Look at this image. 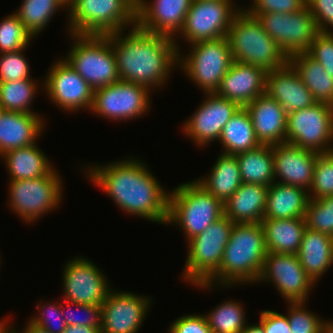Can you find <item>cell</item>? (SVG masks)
I'll list each match as a JSON object with an SVG mask.
<instances>
[{
  "label": "cell",
  "instance_id": "cell-4",
  "mask_svg": "<svg viewBox=\"0 0 333 333\" xmlns=\"http://www.w3.org/2000/svg\"><path fill=\"white\" fill-rule=\"evenodd\" d=\"M226 38L233 61L258 66L267 72L288 63L289 58L267 34L262 23L244 9L232 19Z\"/></svg>",
  "mask_w": 333,
  "mask_h": 333
},
{
  "label": "cell",
  "instance_id": "cell-33",
  "mask_svg": "<svg viewBox=\"0 0 333 333\" xmlns=\"http://www.w3.org/2000/svg\"><path fill=\"white\" fill-rule=\"evenodd\" d=\"M218 141L222 145L221 152L229 155L246 152L261 145L245 107H240L223 127Z\"/></svg>",
  "mask_w": 333,
  "mask_h": 333
},
{
  "label": "cell",
  "instance_id": "cell-37",
  "mask_svg": "<svg viewBox=\"0 0 333 333\" xmlns=\"http://www.w3.org/2000/svg\"><path fill=\"white\" fill-rule=\"evenodd\" d=\"M243 306L229 300L213 308L205 315L212 333H240L247 325Z\"/></svg>",
  "mask_w": 333,
  "mask_h": 333
},
{
  "label": "cell",
  "instance_id": "cell-30",
  "mask_svg": "<svg viewBox=\"0 0 333 333\" xmlns=\"http://www.w3.org/2000/svg\"><path fill=\"white\" fill-rule=\"evenodd\" d=\"M37 144L13 149L2 155L10 175L9 181L43 177L55 168Z\"/></svg>",
  "mask_w": 333,
  "mask_h": 333
},
{
  "label": "cell",
  "instance_id": "cell-46",
  "mask_svg": "<svg viewBox=\"0 0 333 333\" xmlns=\"http://www.w3.org/2000/svg\"><path fill=\"white\" fill-rule=\"evenodd\" d=\"M252 3L250 8L243 9L256 18L262 13H292L306 6V0H253Z\"/></svg>",
  "mask_w": 333,
  "mask_h": 333
},
{
  "label": "cell",
  "instance_id": "cell-11",
  "mask_svg": "<svg viewBox=\"0 0 333 333\" xmlns=\"http://www.w3.org/2000/svg\"><path fill=\"white\" fill-rule=\"evenodd\" d=\"M333 106L316 102L287 115L286 143L317 153L333 152Z\"/></svg>",
  "mask_w": 333,
  "mask_h": 333
},
{
  "label": "cell",
  "instance_id": "cell-27",
  "mask_svg": "<svg viewBox=\"0 0 333 333\" xmlns=\"http://www.w3.org/2000/svg\"><path fill=\"white\" fill-rule=\"evenodd\" d=\"M297 256L316 283L333 265V237L306 227Z\"/></svg>",
  "mask_w": 333,
  "mask_h": 333
},
{
  "label": "cell",
  "instance_id": "cell-14",
  "mask_svg": "<svg viewBox=\"0 0 333 333\" xmlns=\"http://www.w3.org/2000/svg\"><path fill=\"white\" fill-rule=\"evenodd\" d=\"M150 90L140 84L118 81L94 90L91 113L115 121L144 116L150 108Z\"/></svg>",
  "mask_w": 333,
  "mask_h": 333
},
{
  "label": "cell",
  "instance_id": "cell-20",
  "mask_svg": "<svg viewBox=\"0 0 333 333\" xmlns=\"http://www.w3.org/2000/svg\"><path fill=\"white\" fill-rule=\"evenodd\" d=\"M192 0H137L136 25L174 38L182 30Z\"/></svg>",
  "mask_w": 333,
  "mask_h": 333
},
{
  "label": "cell",
  "instance_id": "cell-22",
  "mask_svg": "<svg viewBox=\"0 0 333 333\" xmlns=\"http://www.w3.org/2000/svg\"><path fill=\"white\" fill-rule=\"evenodd\" d=\"M266 76L261 67L234 61L215 94L245 107L265 94Z\"/></svg>",
  "mask_w": 333,
  "mask_h": 333
},
{
  "label": "cell",
  "instance_id": "cell-35",
  "mask_svg": "<svg viewBox=\"0 0 333 333\" xmlns=\"http://www.w3.org/2000/svg\"><path fill=\"white\" fill-rule=\"evenodd\" d=\"M62 7L68 9V4L64 0H23L14 13L34 39Z\"/></svg>",
  "mask_w": 333,
  "mask_h": 333
},
{
  "label": "cell",
  "instance_id": "cell-47",
  "mask_svg": "<svg viewBox=\"0 0 333 333\" xmlns=\"http://www.w3.org/2000/svg\"><path fill=\"white\" fill-rule=\"evenodd\" d=\"M168 333H212L205 315L189 314L178 317L169 326Z\"/></svg>",
  "mask_w": 333,
  "mask_h": 333
},
{
  "label": "cell",
  "instance_id": "cell-55",
  "mask_svg": "<svg viewBox=\"0 0 333 333\" xmlns=\"http://www.w3.org/2000/svg\"><path fill=\"white\" fill-rule=\"evenodd\" d=\"M68 5L74 0H64Z\"/></svg>",
  "mask_w": 333,
  "mask_h": 333
},
{
  "label": "cell",
  "instance_id": "cell-2",
  "mask_svg": "<svg viewBox=\"0 0 333 333\" xmlns=\"http://www.w3.org/2000/svg\"><path fill=\"white\" fill-rule=\"evenodd\" d=\"M123 31L108 34L120 80L143 85L150 91L168 83L181 54L176 38L153 34L137 25L125 35Z\"/></svg>",
  "mask_w": 333,
  "mask_h": 333
},
{
  "label": "cell",
  "instance_id": "cell-6",
  "mask_svg": "<svg viewBox=\"0 0 333 333\" xmlns=\"http://www.w3.org/2000/svg\"><path fill=\"white\" fill-rule=\"evenodd\" d=\"M137 0H74L68 5V31L106 35L136 26ZM125 28V29H124Z\"/></svg>",
  "mask_w": 333,
  "mask_h": 333
},
{
  "label": "cell",
  "instance_id": "cell-54",
  "mask_svg": "<svg viewBox=\"0 0 333 333\" xmlns=\"http://www.w3.org/2000/svg\"><path fill=\"white\" fill-rule=\"evenodd\" d=\"M325 333H333V321L328 320L325 328H324Z\"/></svg>",
  "mask_w": 333,
  "mask_h": 333
},
{
  "label": "cell",
  "instance_id": "cell-50",
  "mask_svg": "<svg viewBox=\"0 0 333 333\" xmlns=\"http://www.w3.org/2000/svg\"><path fill=\"white\" fill-rule=\"evenodd\" d=\"M101 327H90L80 325L67 326L63 333H100Z\"/></svg>",
  "mask_w": 333,
  "mask_h": 333
},
{
  "label": "cell",
  "instance_id": "cell-18",
  "mask_svg": "<svg viewBox=\"0 0 333 333\" xmlns=\"http://www.w3.org/2000/svg\"><path fill=\"white\" fill-rule=\"evenodd\" d=\"M205 96L196 112L181 127L184 135L201 147L218 141L223 127L240 108L236 102L215 93H205Z\"/></svg>",
  "mask_w": 333,
  "mask_h": 333
},
{
  "label": "cell",
  "instance_id": "cell-7",
  "mask_svg": "<svg viewBox=\"0 0 333 333\" xmlns=\"http://www.w3.org/2000/svg\"><path fill=\"white\" fill-rule=\"evenodd\" d=\"M68 34L73 46L64 59L94 90L120 81L108 34Z\"/></svg>",
  "mask_w": 333,
  "mask_h": 333
},
{
  "label": "cell",
  "instance_id": "cell-36",
  "mask_svg": "<svg viewBox=\"0 0 333 333\" xmlns=\"http://www.w3.org/2000/svg\"><path fill=\"white\" fill-rule=\"evenodd\" d=\"M37 82L35 79L0 82V107L3 111L35 113L31 103L36 96Z\"/></svg>",
  "mask_w": 333,
  "mask_h": 333
},
{
  "label": "cell",
  "instance_id": "cell-8",
  "mask_svg": "<svg viewBox=\"0 0 333 333\" xmlns=\"http://www.w3.org/2000/svg\"><path fill=\"white\" fill-rule=\"evenodd\" d=\"M234 223L225 215L187 242L183 277L190 285L206 283L220 268Z\"/></svg>",
  "mask_w": 333,
  "mask_h": 333
},
{
  "label": "cell",
  "instance_id": "cell-5",
  "mask_svg": "<svg viewBox=\"0 0 333 333\" xmlns=\"http://www.w3.org/2000/svg\"><path fill=\"white\" fill-rule=\"evenodd\" d=\"M223 215L224 203L196 180L182 183L169 193L166 225H179L187 242Z\"/></svg>",
  "mask_w": 333,
  "mask_h": 333
},
{
  "label": "cell",
  "instance_id": "cell-25",
  "mask_svg": "<svg viewBox=\"0 0 333 333\" xmlns=\"http://www.w3.org/2000/svg\"><path fill=\"white\" fill-rule=\"evenodd\" d=\"M44 118L37 113L0 112V157L6 152L33 145L44 132Z\"/></svg>",
  "mask_w": 333,
  "mask_h": 333
},
{
  "label": "cell",
  "instance_id": "cell-52",
  "mask_svg": "<svg viewBox=\"0 0 333 333\" xmlns=\"http://www.w3.org/2000/svg\"><path fill=\"white\" fill-rule=\"evenodd\" d=\"M240 333H266V331L260 323H257L250 326L247 324Z\"/></svg>",
  "mask_w": 333,
  "mask_h": 333
},
{
  "label": "cell",
  "instance_id": "cell-9",
  "mask_svg": "<svg viewBox=\"0 0 333 333\" xmlns=\"http://www.w3.org/2000/svg\"><path fill=\"white\" fill-rule=\"evenodd\" d=\"M191 49L178 56V68L204 93H215L234 62L227 38L196 42Z\"/></svg>",
  "mask_w": 333,
  "mask_h": 333
},
{
  "label": "cell",
  "instance_id": "cell-38",
  "mask_svg": "<svg viewBox=\"0 0 333 333\" xmlns=\"http://www.w3.org/2000/svg\"><path fill=\"white\" fill-rule=\"evenodd\" d=\"M32 38L14 12L0 21V53L22 50Z\"/></svg>",
  "mask_w": 333,
  "mask_h": 333
},
{
  "label": "cell",
  "instance_id": "cell-16",
  "mask_svg": "<svg viewBox=\"0 0 333 333\" xmlns=\"http://www.w3.org/2000/svg\"><path fill=\"white\" fill-rule=\"evenodd\" d=\"M47 73L42 87L51 103L66 112L91 110L94 89L65 59L56 60Z\"/></svg>",
  "mask_w": 333,
  "mask_h": 333
},
{
  "label": "cell",
  "instance_id": "cell-1",
  "mask_svg": "<svg viewBox=\"0 0 333 333\" xmlns=\"http://www.w3.org/2000/svg\"><path fill=\"white\" fill-rule=\"evenodd\" d=\"M130 158V159H129ZM125 160L84 168L88 179L127 214L151 222L166 224L169 192L161 186L150 169L139 159Z\"/></svg>",
  "mask_w": 333,
  "mask_h": 333
},
{
  "label": "cell",
  "instance_id": "cell-10",
  "mask_svg": "<svg viewBox=\"0 0 333 333\" xmlns=\"http://www.w3.org/2000/svg\"><path fill=\"white\" fill-rule=\"evenodd\" d=\"M62 183L55 168L43 177L9 181L8 206L23 222H36L61 204Z\"/></svg>",
  "mask_w": 333,
  "mask_h": 333
},
{
  "label": "cell",
  "instance_id": "cell-29",
  "mask_svg": "<svg viewBox=\"0 0 333 333\" xmlns=\"http://www.w3.org/2000/svg\"><path fill=\"white\" fill-rule=\"evenodd\" d=\"M261 224L267 252L297 255L306 229L305 218L263 219Z\"/></svg>",
  "mask_w": 333,
  "mask_h": 333
},
{
  "label": "cell",
  "instance_id": "cell-17",
  "mask_svg": "<svg viewBox=\"0 0 333 333\" xmlns=\"http://www.w3.org/2000/svg\"><path fill=\"white\" fill-rule=\"evenodd\" d=\"M63 269V300L70 303L102 305L111 289L100 268L83 256L73 258ZM99 268V269H98Z\"/></svg>",
  "mask_w": 333,
  "mask_h": 333
},
{
  "label": "cell",
  "instance_id": "cell-13",
  "mask_svg": "<svg viewBox=\"0 0 333 333\" xmlns=\"http://www.w3.org/2000/svg\"><path fill=\"white\" fill-rule=\"evenodd\" d=\"M257 19L288 58L307 52L319 33L315 18L307 6L292 13H262Z\"/></svg>",
  "mask_w": 333,
  "mask_h": 333
},
{
  "label": "cell",
  "instance_id": "cell-24",
  "mask_svg": "<svg viewBox=\"0 0 333 333\" xmlns=\"http://www.w3.org/2000/svg\"><path fill=\"white\" fill-rule=\"evenodd\" d=\"M255 135L261 145H277L286 142L287 115L282 106L266 94L258 96L245 106Z\"/></svg>",
  "mask_w": 333,
  "mask_h": 333
},
{
  "label": "cell",
  "instance_id": "cell-48",
  "mask_svg": "<svg viewBox=\"0 0 333 333\" xmlns=\"http://www.w3.org/2000/svg\"><path fill=\"white\" fill-rule=\"evenodd\" d=\"M306 6L315 18L319 32L333 31L330 29L333 28V0H306Z\"/></svg>",
  "mask_w": 333,
  "mask_h": 333
},
{
  "label": "cell",
  "instance_id": "cell-45",
  "mask_svg": "<svg viewBox=\"0 0 333 333\" xmlns=\"http://www.w3.org/2000/svg\"><path fill=\"white\" fill-rule=\"evenodd\" d=\"M64 303V304H63ZM65 306L71 308V305L75 306L79 311L81 310L85 317H77L72 311H65ZM62 314L67 326L70 325H80V326H90V327H101L102 319V305H88L79 303H70L62 300Z\"/></svg>",
  "mask_w": 333,
  "mask_h": 333
},
{
  "label": "cell",
  "instance_id": "cell-23",
  "mask_svg": "<svg viewBox=\"0 0 333 333\" xmlns=\"http://www.w3.org/2000/svg\"><path fill=\"white\" fill-rule=\"evenodd\" d=\"M265 94L275 99L286 115L316 103L312 93L289 62L279 69L267 72Z\"/></svg>",
  "mask_w": 333,
  "mask_h": 333
},
{
  "label": "cell",
  "instance_id": "cell-3",
  "mask_svg": "<svg viewBox=\"0 0 333 333\" xmlns=\"http://www.w3.org/2000/svg\"><path fill=\"white\" fill-rule=\"evenodd\" d=\"M266 255L262 224L234 223L220 268L206 283L193 286L210 290L213 286L217 287L216 284L225 288L236 284L257 283Z\"/></svg>",
  "mask_w": 333,
  "mask_h": 333
},
{
  "label": "cell",
  "instance_id": "cell-51",
  "mask_svg": "<svg viewBox=\"0 0 333 333\" xmlns=\"http://www.w3.org/2000/svg\"><path fill=\"white\" fill-rule=\"evenodd\" d=\"M24 328L25 329H23V332L21 333H51L50 331L38 327L35 324L30 323L29 321L27 322V325ZM14 333H20V332H16L15 328Z\"/></svg>",
  "mask_w": 333,
  "mask_h": 333
},
{
  "label": "cell",
  "instance_id": "cell-44",
  "mask_svg": "<svg viewBox=\"0 0 333 333\" xmlns=\"http://www.w3.org/2000/svg\"><path fill=\"white\" fill-rule=\"evenodd\" d=\"M306 53L333 78V32H319Z\"/></svg>",
  "mask_w": 333,
  "mask_h": 333
},
{
  "label": "cell",
  "instance_id": "cell-28",
  "mask_svg": "<svg viewBox=\"0 0 333 333\" xmlns=\"http://www.w3.org/2000/svg\"><path fill=\"white\" fill-rule=\"evenodd\" d=\"M309 199L302 187L274 182L268 187L264 219L304 218Z\"/></svg>",
  "mask_w": 333,
  "mask_h": 333
},
{
  "label": "cell",
  "instance_id": "cell-49",
  "mask_svg": "<svg viewBox=\"0 0 333 333\" xmlns=\"http://www.w3.org/2000/svg\"><path fill=\"white\" fill-rule=\"evenodd\" d=\"M259 322L266 333H291V328L286 315L279 312L261 311Z\"/></svg>",
  "mask_w": 333,
  "mask_h": 333
},
{
  "label": "cell",
  "instance_id": "cell-26",
  "mask_svg": "<svg viewBox=\"0 0 333 333\" xmlns=\"http://www.w3.org/2000/svg\"><path fill=\"white\" fill-rule=\"evenodd\" d=\"M268 187L242 183L224 203V215L233 223H261L264 219Z\"/></svg>",
  "mask_w": 333,
  "mask_h": 333
},
{
  "label": "cell",
  "instance_id": "cell-40",
  "mask_svg": "<svg viewBox=\"0 0 333 333\" xmlns=\"http://www.w3.org/2000/svg\"><path fill=\"white\" fill-rule=\"evenodd\" d=\"M304 304L305 302H289L288 304L286 316L291 333H323L327 320L310 312Z\"/></svg>",
  "mask_w": 333,
  "mask_h": 333
},
{
  "label": "cell",
  "instance_id": "cell-19",
  "mask_svg": "<svg viewBox=\"0 0 333 333\" xmlns=\"http://www.w3.org/2000/svg\"><path fill=\"white\" fill-rule=\"evenodd\" d=\"M151 299L110 289L102 303L100 333H137L147 316Z\"/></svg>",
  "mask_w": 333,
  "mask_h": 333
},
{
  "label": "cell",
  "instance_id": "cell-12",
  "mask_svg": "<svg viewBox=\"0 0 333 333\" xmlns=\"http://www.w3.org/2000/svg\"><path fill=\"white\" fill-rule=\"evenodd\" d=\"M235 6L231 0H192L177 38L181 34L191 45L226 37L232 19L243 9Z\"/></svg>",
  "mask_w": 333,
  "mask_h": 333
},
{
  "label": "cell",
  "instance_id": "cell-41",
  "mask_svg": "<svg viewBox=\"0 0 333 333\" xmlns=\"http://www.w3.org/2000/svg\"><path fill=\"white\" fill-rule=\"evenodd\" d=\"M308 192L312 199L333 195V152L318 154L313 182Z\"/></svg>",
  "mask_w": 333,
  "mask_h": 333
},
{
  "label": "cell",
  "instance_id": "cell-15",
  "mask_svg": "<svg viewBox=\"0 0 333 333\" xmlns=\"http://www.w3.org/2000/svg\"><path fill=\"white\" fill-rule=\"evenodd\" d=\"M258 281L257 283H273L288 303H306L311 289L316 284L301 266L297 255L273 252H267Z\"/></svg>",
  "mask_w": 333,
  "mask_h": 333
},
{
  "label": "cell",
  "instance_id": "cell-43",
  "mask_svg": "<svg viewBox=\"0 0 333 333\" xmlns=\"http://www.w3.org/2000/svg\"><path fill=\"white\" fill-rule=\"evenodd\" d=\"M48 303L45 305H42L41 302L37 304L38 315L31 317L29 322L51 333H63L67 324L62 314V303Z\"/></svg>",
  "mask_w": 333,
  "mask_h": 333
},
{
  "label": "cell",
  "instance_id": "cell-53",
  "mask_svg": "<svg viewBox=\"0 0 333 333\" xmlns=\"http://www.w3.org/2000/svg\"><path fill=\"white\" fill-rule=\"evenodd\" d=\"M8 324L9 323L6 322V319L0 321V333H14V328Z\"/></svg>",
  "mask_w": 333,
  "mask_h": 333
},
{
  "label": "cell",
  "instance_id": "cell-21",
  "mask_svg": "<svg viewBox=\"0 0 333 333\" xmlns=\"http://www.w3.org/2000/svg\"><path fill=\"white\" fill-rule=\"evenodd\" d=\"M318 154L286 142L273 145L275 182L309 191ZM279 177L281 180L278 181Z\"/></svg>",
  "mask_w": 333,
  "mask_h": 333
},
{
  "label": "cell",
  "instance_id": "cell-32",
  "mask_svg": "<svg viewBox=\"0 0 333 333\" xmlns=\"http://www.w3.org/2000/svg\"><path fill=\"white\" fill-rule=\"evenodd\" d=\"M196 181L214 197L225 203L242 184L236 155L221 153L208 177L196 179Z\"/></svg>",
  "mask_w": 333,
  "mask_h": 333
},
{
  "label": "cell",
  "instance_id": "cell-39",
  "mask_svg": "<svg viewBox=\"0 0 333 333\" xmlns=\"http://www.w3.org/2000/svg\"><path fill=\"white\" fill-rule=\"evenodd\" d=\"M304 218L308 229L333 237V195L320 199L310 198Z\"/></svg>",
  "mask_w": 333,
  "mask_h": 333
},
{
  "label": "cell",
  "instance_id": "cell-42",
  "mask_svg": "<svg viewBox=\"0 0 333 333\" xmlns=\"http://www.w3.org/2000/svg\"><path fill=\"white\" fill-rule=\"evenodd\" d=\"M25 50L0 53V82L32 79L29 63L23 53Z\"/></svg>",
  "mask_w": 333,
  "mask_h": 333
},
{
  "label": "cell",
  "instance_id": "cell-34",
  "mask_svg": "<svg viewBox=\"0 0 333 333\" xmlns=\"http://www.w3.org/2000/svg\"><path fill=\"white\" fill-rule=\"evenodd\" d=\"M242 183L271 186L275 182L273 146L260 145L236 154Z\"/></svg>",
  "mask_w": 333,
  "mask_h": 333
},
{
  "label": "cell",
  "instance_id": "cell-31",
  "mask_svg": "<svg viewBox=\"0 0 333 333\" xmlns=\"http://www.w3.org/2000/svg\"><path fill=\"white\" fill-rule=\"evenodd\" d=\"M288 62L297 71L316 102L333 106V78L321 63L306 52L291 55Z\"/></svg>",
  "mask_w": 333,
  "mask_h": 333
}]
</instances>
